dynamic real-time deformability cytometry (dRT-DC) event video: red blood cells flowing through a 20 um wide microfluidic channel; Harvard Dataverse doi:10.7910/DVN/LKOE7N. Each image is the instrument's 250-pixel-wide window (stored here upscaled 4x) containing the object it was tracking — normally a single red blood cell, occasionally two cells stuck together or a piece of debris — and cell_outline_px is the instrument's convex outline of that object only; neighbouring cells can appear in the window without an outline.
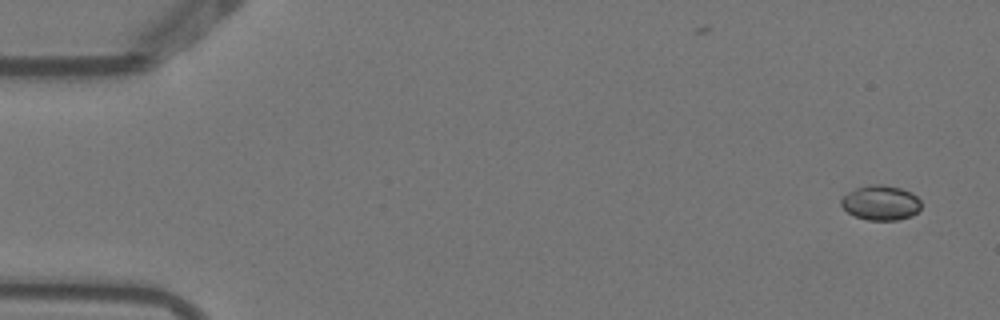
{"species": "Egyptian fruit bat (a non-hibernating species)", "species_latin": "Rousettus aegyptiacus", "temperature_condition": "warm", "stored_images_in_passage": 5, "camera_frame_rate_fps": 3000, "um_per_image_px": 0.085, "animal": {"sex": "female"}, "frame": {"image": 1, "passage_image": 1, "time_ms": 0.0, "image_size_px": [1000, 320], "cell_outline_px": [[920, 208], [912, 216], [896, 220], [868, 220], [856, 216], [848, 212], [840, 204], [840, 200], [848, 192], [856, 188], [868, 184], [880, 184], [900, 188], [912, 192], [920, 200]], "centroid_in_image_um": [74.86, 17.23], "position_along_channel_um": 10.1, "area_um2": 16.18}}
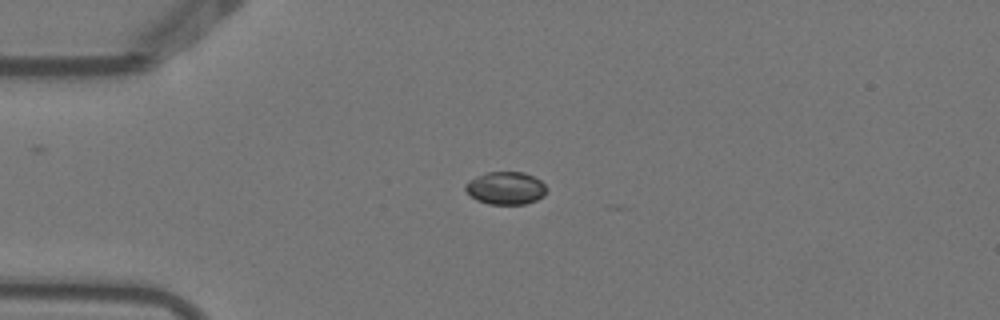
{"frame": {"image": 2, "passage_image": 4, "time_ms": 1.0, "image_size_px": [1000, 320], "cell_outline_px": [[548, 188], [544, 196], [536, 200], [524, 204], [488, 204], [476, 200], [464, 188], [464, 184], [468, 180], [476, 176], [488, 172], [524, 172], [540, 180]], "centroid_in_image_um": [42.98, 15.99], "position_along_channel_um": 42.0, "area_um2": 15.55}}